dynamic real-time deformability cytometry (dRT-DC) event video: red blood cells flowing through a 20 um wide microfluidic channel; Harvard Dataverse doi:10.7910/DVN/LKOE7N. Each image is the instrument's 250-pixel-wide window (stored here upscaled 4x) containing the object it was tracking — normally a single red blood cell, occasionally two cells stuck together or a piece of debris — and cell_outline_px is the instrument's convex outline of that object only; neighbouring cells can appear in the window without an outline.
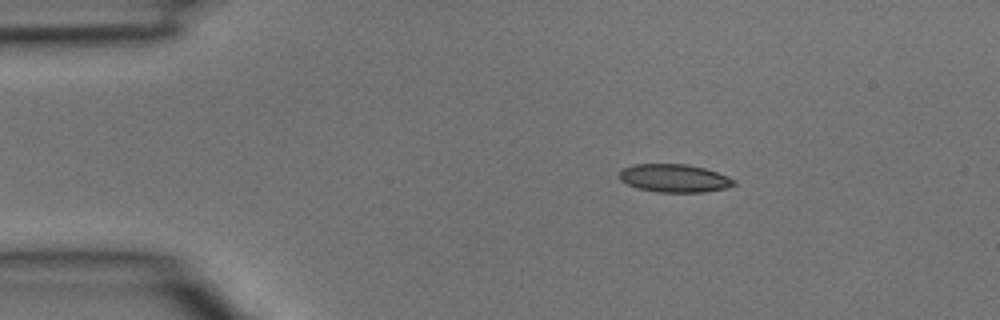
{"species": "common noctule bat (a hibernating species)", "species_latin": "Nyctalus noctula", "temperature_condition": "room temperature", "stored_images_in_passage": 3, "camera_frame_rate_fps": 3000, "um_per_image_px": 0.085, "animal": {"sex": "male", "body_mass_g": 15.6}, "frame": {"image": 1, "passage_image": 3, "time_ms": 0.667, "image_size_px": [1000, 320], "cell_outline_px": [[736, 184], [724, 188], [704, 192], [656, 192], [640, 188], [628, 184], [620, 180], [620, 172], [624, 168], [632, 164], [688, 164], [704, 168], [728, 176], [736, 180]], "centroid_in_image_um": [57.33, 15.14], "position_along_channel_um": 27.7, "area_um2": 18.61}}